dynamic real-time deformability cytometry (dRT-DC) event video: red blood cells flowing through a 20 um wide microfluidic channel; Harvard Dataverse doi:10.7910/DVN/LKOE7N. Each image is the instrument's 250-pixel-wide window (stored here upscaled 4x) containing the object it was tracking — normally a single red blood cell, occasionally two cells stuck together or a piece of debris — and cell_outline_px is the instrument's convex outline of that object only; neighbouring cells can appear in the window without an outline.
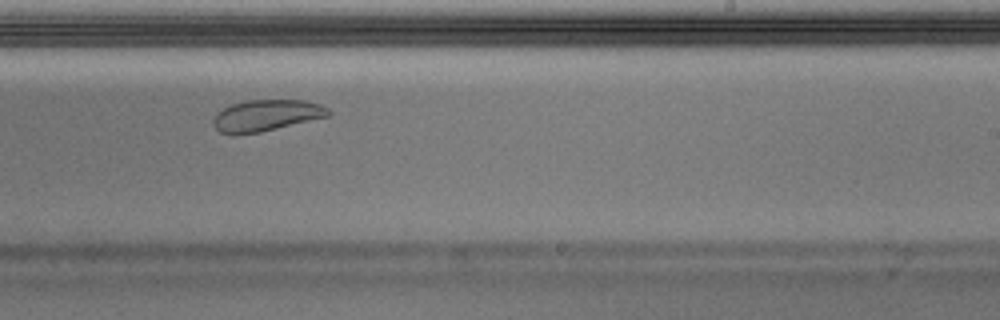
{"species": "Egyptian fruit bat (a non-hibernating species)", "species_latin": "Rousettus aegyptiacus", "temperature_condition": "warm", "stored_images_in_passage": 32, "camera_frame_rate_fps": 3000, "um_per_image_px": 0.085, "animal": {"sex": "male"}, "frame": {"image": 1, "passage_image": 19, "time_ms": 6.0, "image_size_px": [1000, 320], "cell_outline_px": [[332, 112], [328, 116], [260, 132], [236, 136], [232, 136], [220, 132], [212, 124], [212, 116], [216, 112], [232, 104], [248, 100], [304, 100], [320, 104], [328, 108]], "centroid_in_image_um": [22.57, 9.83], "position_along_channel_um": 266.4, "area_um2": 21.27}, "authors_computed_cell_mechanics": {"area_um2": 22.1952, "velocity_mm_per_s": 3.9305, "shape_relaxation_time_tau1_ms": null, "shape_relaxation_time_tau2_ms": 2.256, "deformation_change_tau1": null, "deformation_change_tau2": 0.0672}}